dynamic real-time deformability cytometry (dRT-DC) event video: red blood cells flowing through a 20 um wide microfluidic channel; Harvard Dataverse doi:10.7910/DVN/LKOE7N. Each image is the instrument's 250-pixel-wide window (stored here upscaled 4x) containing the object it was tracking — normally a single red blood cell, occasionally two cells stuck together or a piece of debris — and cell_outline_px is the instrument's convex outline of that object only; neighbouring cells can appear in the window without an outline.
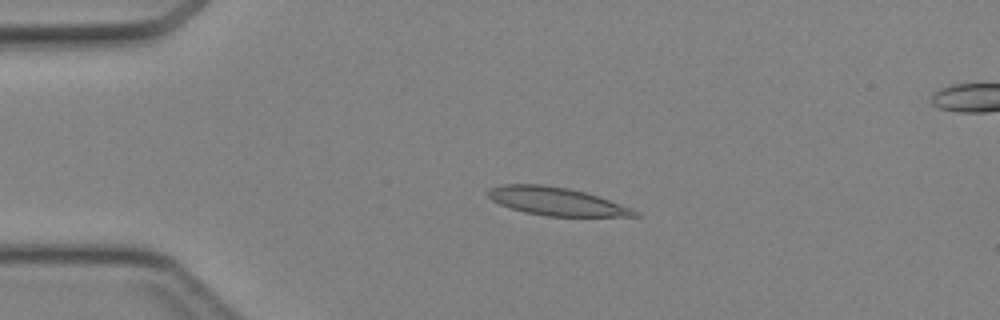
{"species": "Egyptian fruit bat (a non-hibernating species)", "species_latin": "Rousettus aegyptiacus", "temperature_condition": "cold", "stored_images_in_passage": 45, "camera_frame_rate_fps": 3000, "um_per_image_px": 0.085, "animal": {"sex": "female"}, "frame": {"image": 1, "passage_image": 10, "time_ms": 3.0, "image_size_px": [1000, 320], "cell_outline_px": [[640, 216], [548, 216], [524, 212], [500, 204], [492, 200], [488, 196], [488, 192], [492, 188], [504, 184], [544, 184], [568, 188], [584, 192], [632, 208], [640, 212]], "centroid_in_image_um": [47.3, 17.11], "position_along_channel_um": 37.7, "area_um2": 23.64}}
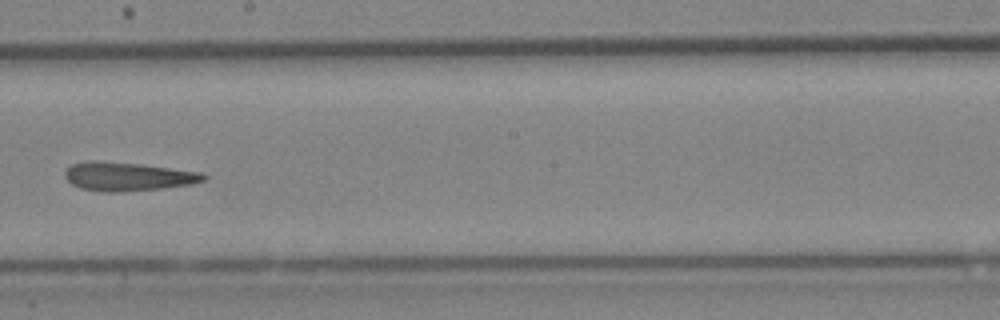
{"frame": {"image": 2, "passage_image": 26, "time_ms": 8.333, "image_size_px": [1000, 320], "cell_outline_px": [[208, 176], [204, 180], [192, 184], [164, 188], [124, 192], [100, 192], [80, 188], [72, 184], [64, 176], [64, 172], [72, 164], [92, 160], [140, 164], [200, 172]], "centroid_in_image_um": [10.85, 15.01], "position_along_channel_um": 237.4, "area_um2": 23.18}}
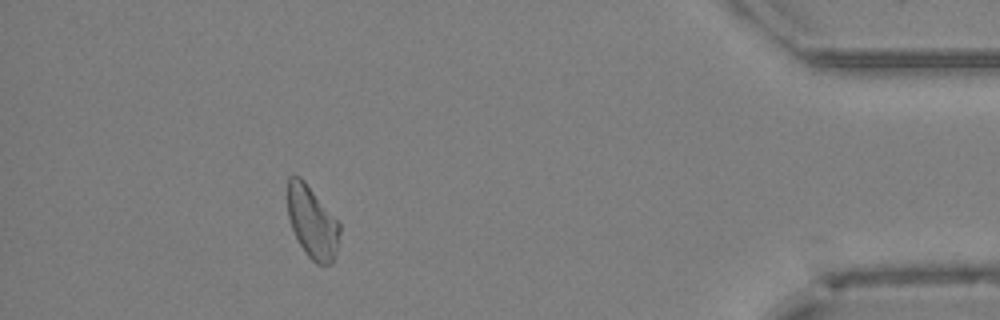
{"frame": {"image": 3, "passage_image": 41, "time_ms": 13.333, "image_size_px": [1000, 320], "cell_outline_px": [[340, 232], [336, 252], [332, 264], [316, 264], [308, 256], [300, 244], [292, 228], [288, 216], [288, 176], [300, 176], [304, 180], [340, 224]], "centroid_in_image_um": [26.54, 18.89], "position_along_channel_um": 408.7, "area_um2": 21.56}}